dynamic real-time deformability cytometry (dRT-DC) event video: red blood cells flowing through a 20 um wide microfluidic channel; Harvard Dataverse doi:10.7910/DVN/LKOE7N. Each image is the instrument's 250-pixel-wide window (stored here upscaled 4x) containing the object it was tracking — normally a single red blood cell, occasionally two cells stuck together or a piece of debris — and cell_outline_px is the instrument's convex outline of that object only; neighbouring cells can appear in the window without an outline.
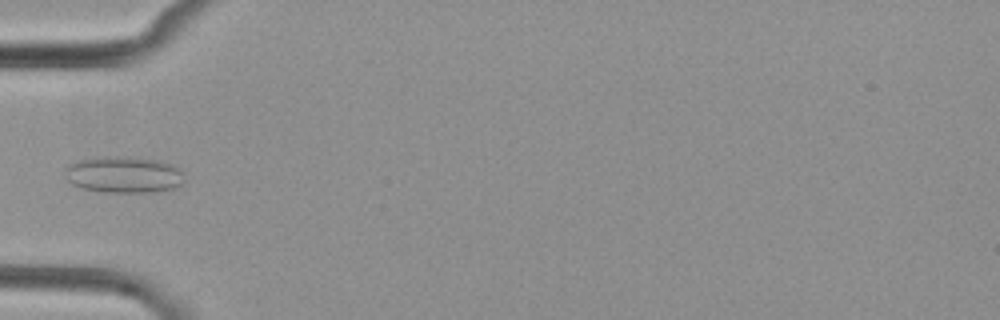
{"species": "common noctule bat (a hibernating species)", "species_latin": "Nyctalus noctula", "temperature_condition": "cold", "stored_images_in_passage": 6, "camera_frame_rate_fps": 3000, "um_per_image_px": 0.085, "animal": {"sex": "female", "body_mass_g": 29.2, "forearm_length_mm": 56.3}, "frame": {"image": 1, "passage_image": 6, "time_ms": 5.667, "image_size_px": [1000, 320], "cell_outline_px": [[184, 184], [176, 188], [156, 192], [100, 192], [80, 188], [72, 184], [64, 176], [64, 172], [68, 164], [76, 160], [92, 156], [124, 156], [156, 160], [180, 168], [184, 180]], "centroid_in_image_um": [10.47, 14.84], "position_along_channel_um": 74.5, "area_um2": 25.95}}